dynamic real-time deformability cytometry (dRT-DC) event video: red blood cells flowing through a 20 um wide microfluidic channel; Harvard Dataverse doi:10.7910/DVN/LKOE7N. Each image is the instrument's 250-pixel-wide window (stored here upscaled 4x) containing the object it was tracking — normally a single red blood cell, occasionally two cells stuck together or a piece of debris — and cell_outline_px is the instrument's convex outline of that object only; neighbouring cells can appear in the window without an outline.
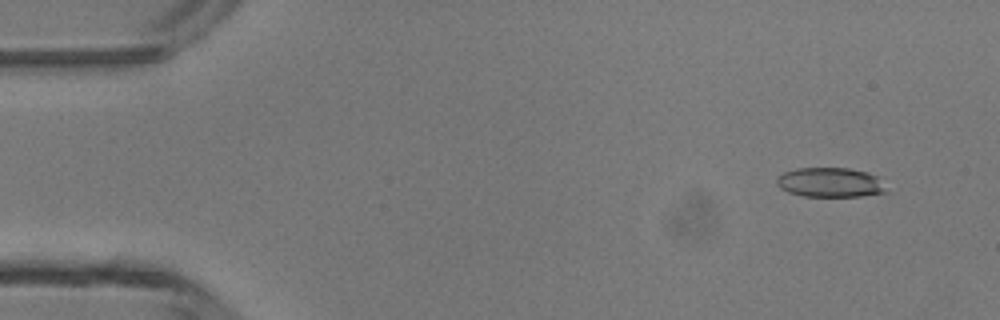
{"species": "common noctule bat (a hibernating species)", "species_latin": "Nyctalus noctula", "temperature_condition": "room temperature", "stored_images_in_passage": 47, "camera_frame_rate_fps": 3000, "um_per_image_px": 0.085, "animal": {"sex": "male", "body_mass_g": 13.3}, "frame": {"image": 1, "passage_image": 4, "time_ms": 1.0, "image_size_px": [1000, 320], "cell_outline_px": [[888, 192], [860, 196], [804, 196], [788, 192], [780, 188], [776, 184], [776, 176], [784, 172], [796, 168], [848, 168], [868, 172], [876, 176]], "centroid_in_image_um": [70.52, 15.5], "position_along_channel_um": 14.5, "area_um2": 18.84}}
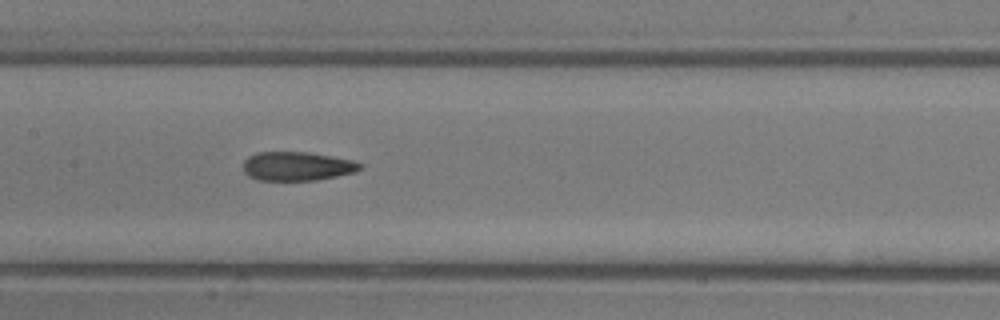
{"frame": {"image": 2, "passage_image": 23, "time_ms": 7.333, "image_size_px": [1000, 320], "cell_outline_px": [[364, 164], [356, 172], [316, 180], [260, 180], [248, 176], [244, 172], [244, 160], [248, 156], [256, 152], [308, 152], [352, 160]], "centroid_in_image_um": [25.24, 14.12], "position_along_channel_um": 182.2, "area_um2": 19.65}}
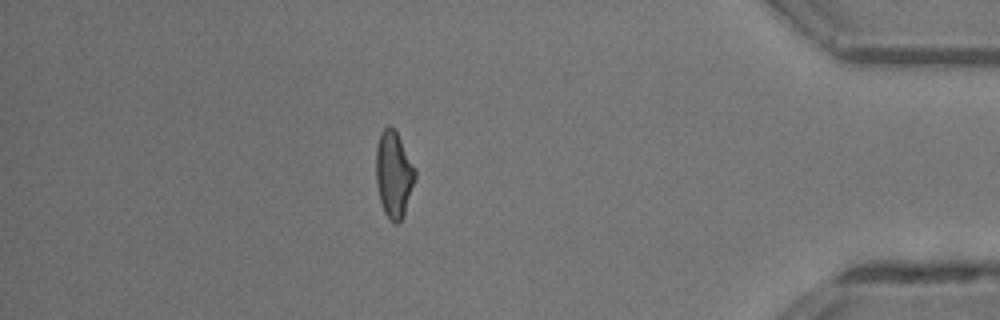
{"frame": {"image": 3, "passage_image": 41, "time_ms": 13.333, "image_size_px": [1000, 320], "cell_outline_px": [[416, 176], [404, 212], [400, 220], [396, 224], [384, 212], [380, 200], [376, 184], [376, 148], [380, 132], [388, 124], [396, 132], [416, 168]], "centroid_in_image_um": [33.45, 14.77], "position_along_channel_um": 401.7, "area_um2": 19.36}, "authors_computed_cell_mechanics": {"area_um2": 19.8832, "velocity_mm_per_s": 4.4022, "shape_relaxation_time_tau1_ms": 11.3674, "shape_relaxation_time_tau2_ms": 2.69, "deformation_change_tau1": 0.3018, "deformation_change_tau2": 0.1018}}